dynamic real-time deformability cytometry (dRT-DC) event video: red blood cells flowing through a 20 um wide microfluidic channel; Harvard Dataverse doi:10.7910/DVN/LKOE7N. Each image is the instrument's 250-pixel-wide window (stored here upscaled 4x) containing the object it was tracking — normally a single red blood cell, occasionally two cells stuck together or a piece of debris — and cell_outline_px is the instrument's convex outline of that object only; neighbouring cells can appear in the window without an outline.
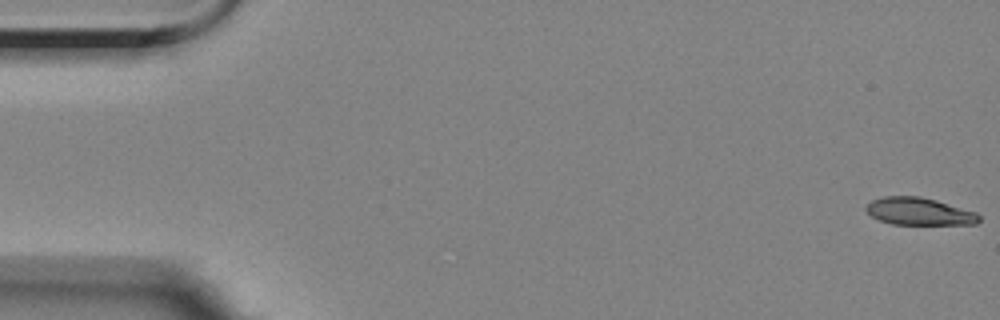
{"species": "Egyptian fruit bat (a non-hibernating species)", "species_latin": "Rousettus aegyptiacus", "temperature_condition": "room temperature", "stored_images_in_passage": 57, "camera_frame_rate_fps": 3000, "um_per_image_px": 0.085, "animal": {"sex": "female"}, "frame": {"image": 1, "passage_image": 1, "time_ms": 0.0, "image_size_px": [1000, 320], "cell_outline_px": [[980, 220], [976, 224], [892, 224], [880, 220], [872, 216], [864, 208], [872, 200], [884, 196], [920, 196], [936, 200], [976, 212], [980, 216]], "centroid_in_image_um": [78.13, 17.97], "position_along_channel_um": 6.9, "area_um2": 17.92}}
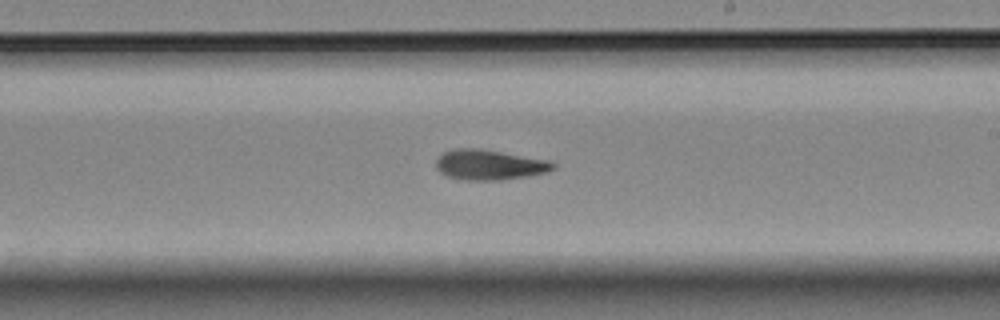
{"frame": {"image": 2, "passage_image": 33, "time_ms": 10.667, "image_size_px": [1000, 320], "cell_outline_px": [[556, 168], [548, 172], [528, 176], [500, 180], [460, 180], [448, 176], [440, 172], [436, 168], [436, 160], [444, 152], [452, 148], [480, 148], [552, 160], [556, 164]], "centroid_in_image_um": [41.64, 14.0], "position_along_channel_um": 247.4, "area_um2": 20.98}}
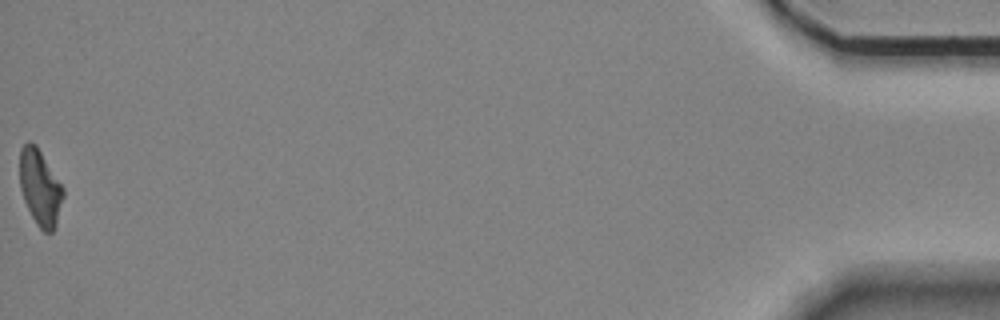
{"frame": {"image": 3, "passage_image": 57, "time_ms": 18.667, "image_size_px": [1000, 320], "cell_outline_px": [[64, 196], [56, 224], [52, 232], [44, 232], [36, 224], [24, 200], [20, 188], [20, 148], [28, 140], [36, 144], [64, 188]], "centroid_in_image_um": [3.41, 15.92], "position_along_channel_um": 431.8, "area_um2": 19.19}, "authors_computed_cell_mechanics": {"area_um2": 19.8254, "velocity_mm_per_s": 3.5271, "shape_relaxation_time_tau1_ms": 5.341, "shape_relaxation_time_tau2_ms": 2.9254, "deformation_change_tau1": 0.1601, "deformation_change_tau2": 0.0998}}